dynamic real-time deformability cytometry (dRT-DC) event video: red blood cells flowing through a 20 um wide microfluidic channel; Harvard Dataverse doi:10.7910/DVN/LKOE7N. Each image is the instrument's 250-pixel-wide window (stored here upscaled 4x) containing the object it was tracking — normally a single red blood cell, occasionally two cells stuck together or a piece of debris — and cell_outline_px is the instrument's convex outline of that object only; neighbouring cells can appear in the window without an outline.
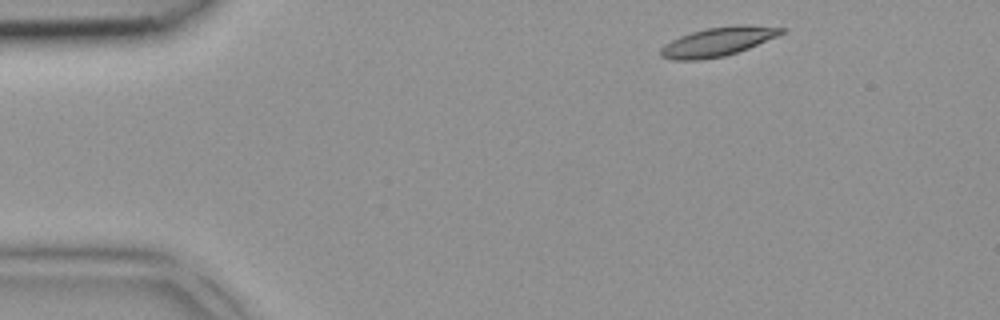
{"species": "common noctule bat (a hibernating species)", "species_latin": "Nyctalus noctula", "temperature_condition": "room temperature", "stored_images_in_passage": 3, "camera_frame_rate_fps": 3000, "um_per_image_px": 0.085, "animal": {"sex": "female", "body_mass_g": 18.4}, "frame": {"image": 1, "passage_image": 1, "time_ms": 0.0, "image_size_px": [1000, 320], "cell_outline_px": [[784, 32], [776, 36], [748, 48], [724, 56], [700, 60], [672, 60], [660, 56], [660, 48], [664, 44], [680, 36], [692, 32], [708, 28], [736, 24], [748, 24], [784, 28]], "centroid_in_image_um": [60.98, 3.54], "position_along_channel_um": 24.0, "area_um2": 20.23}}
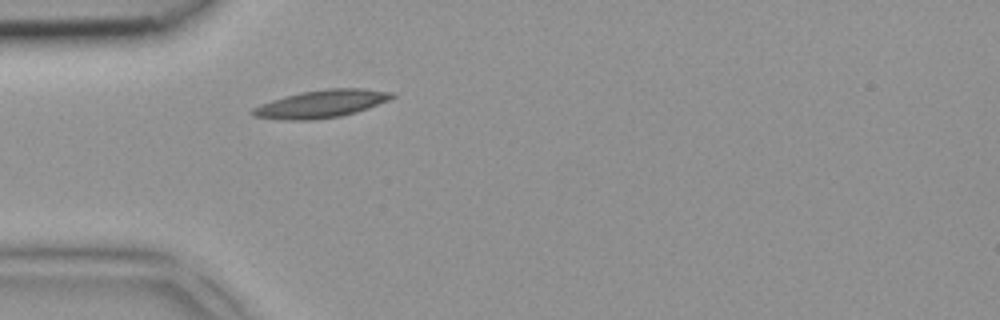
{"frame": {"image": 2, "passage_image": 3, "time_ms": 0.667, "image_size_px": [1000, 320], "cell_outline_px": [[396, 96], [388, 100], [368, 108], [356, 112], [340, 116], [312, 120], [284, 120], [252, 116], [252, 108], [260, 104], [284, 96], [300, 92], [328, 88], [364, 88], [392, 92]], "centroid_in_image_um": [27.3, 8.82], "position_along_channel_um": 57.7, "area_um2": 22.48}}